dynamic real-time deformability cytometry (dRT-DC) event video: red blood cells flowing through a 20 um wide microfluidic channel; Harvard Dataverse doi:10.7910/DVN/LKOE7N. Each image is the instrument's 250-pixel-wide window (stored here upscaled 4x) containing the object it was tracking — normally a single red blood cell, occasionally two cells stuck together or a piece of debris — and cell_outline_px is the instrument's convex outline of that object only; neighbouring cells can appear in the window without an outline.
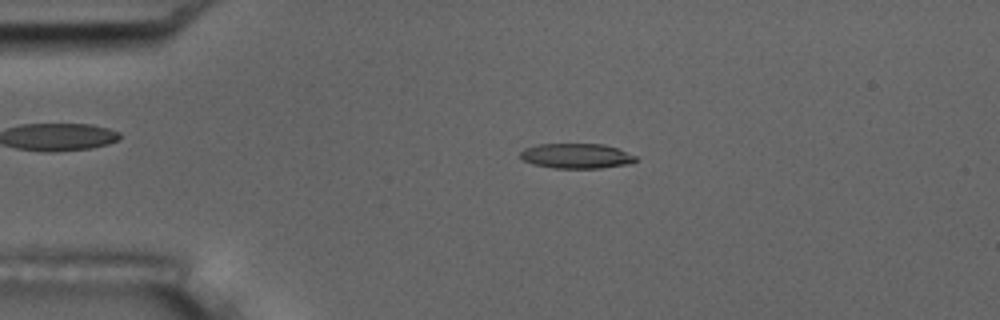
{"species": "common noctule bat (a hibernating species)", "species_latin": "Nyctalus noctula", "temperature_condition": "room temperature", "stored_images_in_passage": 53, "camera_frame_rate_fps": 3000, "um_per_image_px": 0.085, "animal": {"sex": "male", "body_mass_g": 17.5, "forearm_length_mm": 52.3}, "frame": {"image": 1, "passage_image": 11, "time_ms": 3.333, "image_size_px": [1000, 320], "cell_outline_px": [[636, 160], [632, 164], [600, 168], [552, 168], [532, 164], [524, 160], [520, 156], [520, 152], [524, 148], [536, 144], [604, 144], [616, 148], [636, 156]], "centroid_in_image_um": [48.98, 13.26], "position_along_channel_um": 36.0, "area_um2": 16.88}}
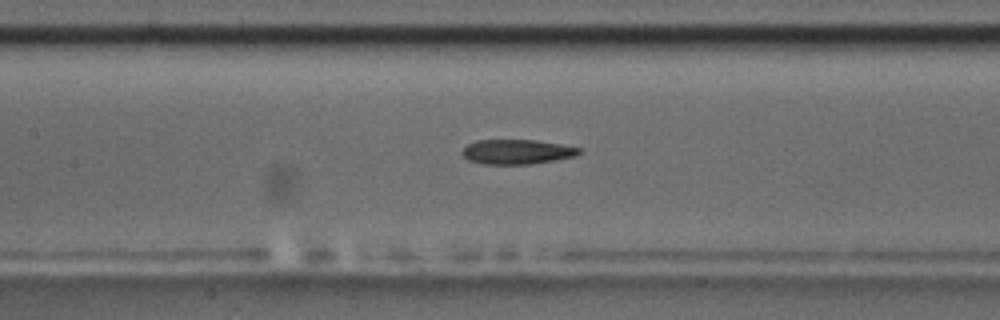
{"frame": {"image": 2, "passage_image": 24, "time_ms": 7.667, "image_size_px": [1000, 320], "cell_outline_px": [[580, 152], [576, 156], [556, 160], [532, 164], [484, 164], [468, 160], [460, 152], [468, 144], [476, 140], [536, 140], [560, 144], [580, 148]], "centroid_in_image_um": [43.93, 12.9], "position_along_channel_um": 163.5, "area_um2": 16.82}}
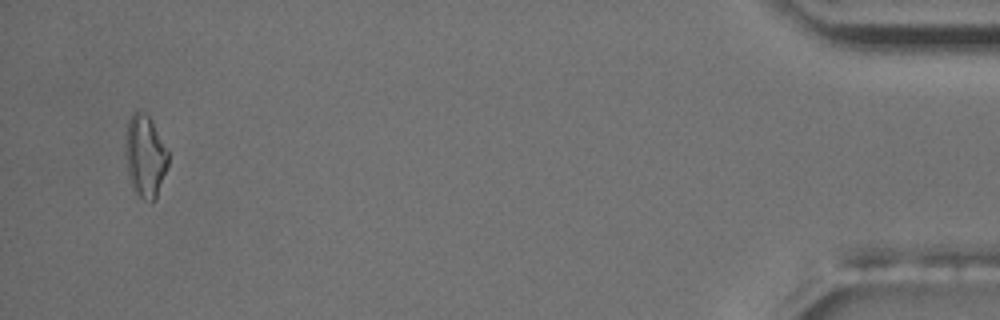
{"frame": {"image": 3, "passage_image": 51, "time_ms": 16.667, "image_size_px": [1000, 320], "cell_outline_px": [[168, 164], [156, 196], [152, 204], [144, 200], [132, 188], [128, 176], [124, 152], [124, 144], [128, 120], [132, 112], [140, 108], [152, 120], [168, 152]], "centroid_in_image_um": [12.3, 13.24], "position_along_channel_um": 422.9, "area_um2": 20.75}, "authors_computed_cell_mechanics": {"area_um2": 17.2822, "velocity_mm_per_s": 3.7751, "shape_relaxation_time_tau1_ms": 6.7308, "shape_relaxation_time_tau2_ms": 5.0468, "deformation_change_tau1": 0.2353, "deformation_change_tau2": 0.1721}}